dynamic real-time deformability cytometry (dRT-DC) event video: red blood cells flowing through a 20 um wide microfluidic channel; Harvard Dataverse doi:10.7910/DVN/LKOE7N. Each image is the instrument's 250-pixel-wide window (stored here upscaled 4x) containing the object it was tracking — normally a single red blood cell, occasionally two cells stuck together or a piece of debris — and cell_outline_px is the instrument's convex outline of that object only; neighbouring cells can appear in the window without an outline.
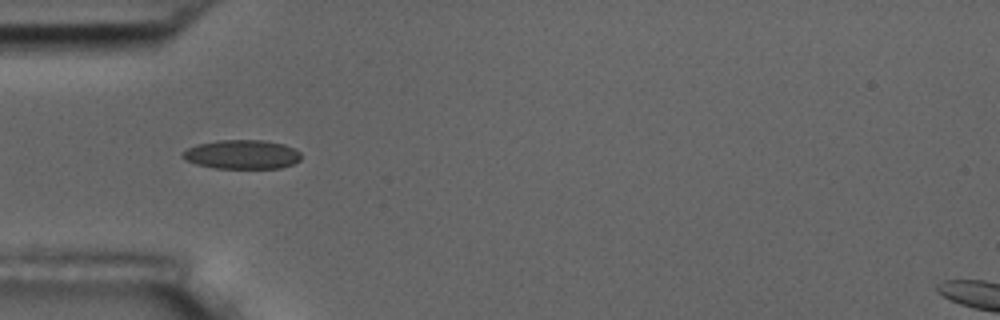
{"species": "common noctule bat (a hibernating species)", "species_latin": "Nyctalus noctula", "temperature_condition": "room temperature", "stored_images_in_passage": 8, "camera_frame_rate_fps": 3000, "um_per_image_px": 0.085, "animal": {"sex": "male", "body_mass_g": 17.5, "forearm_length_mm": 52.3}, "frame": {"image": 1, "passage_image": 4, "time_ms": 3.333, "image_size_px": [1000, 320], "cell_outline_px": [[300, 160], [292, 164], [280, 168], [212, 168], [196, 164], [184, 160], [180, 156], [180, 152], [196, 144], [216, 140], [264, 140], [284, 144], [300, 152]], "centroid_in_image_um": [20.5, 13.12], "position_along_channel_um": 64.5, "area_um2": 20.29}}
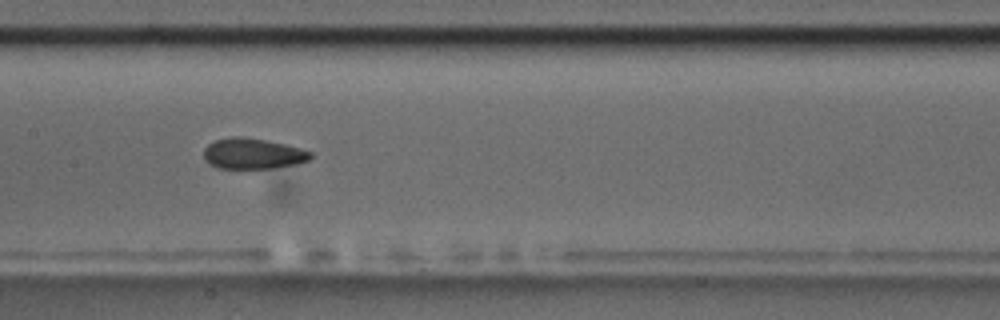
{"frame": {"image": 2, "passage_image": 7, "time_ms": 6.667, "image_size_px": [1000, 320], "cell_outline_px": [[312, 156], [308, 160], [296, 164], [272, 168], [216, 168], [208, 164], [204, 160], [204, 148], [208, 144], [216, 140], [232, 136], [240, 136], [264, 140], [284, 144], [300, 148], [312, 152]], "centroid_in_image_um": [21.45, 13.06], "position_along_channel_um": 185.9, "area_um2": 19.07}}
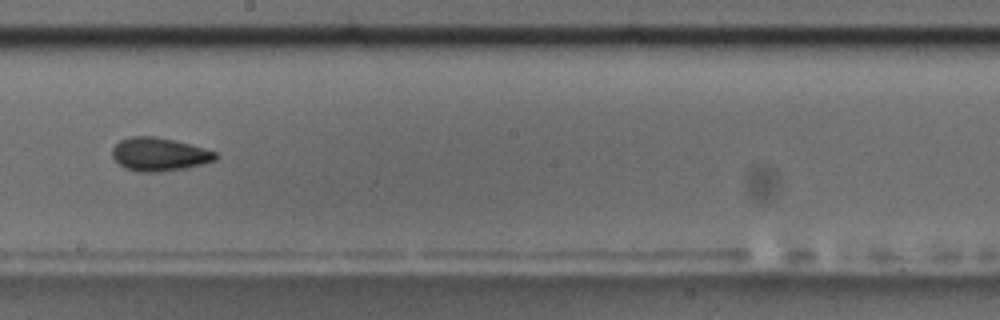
{"frame": {"image": 3, "passage_image": 8, "time_ms": 8.0, "image_size_px": [1000, 320], "cell_outline_px": [[216, 160], [204, 164], [184, 168], [160, 172], [136, 172], [124, 168], [112, 156], [112, 148], [120, 140], [132, 136], [156, 136], [204, 148], [216, 152]], "centroid_in_image_um": [13.51, 13.12], "position_along_channel_um": 234.7, "area_um2": 20.0}}